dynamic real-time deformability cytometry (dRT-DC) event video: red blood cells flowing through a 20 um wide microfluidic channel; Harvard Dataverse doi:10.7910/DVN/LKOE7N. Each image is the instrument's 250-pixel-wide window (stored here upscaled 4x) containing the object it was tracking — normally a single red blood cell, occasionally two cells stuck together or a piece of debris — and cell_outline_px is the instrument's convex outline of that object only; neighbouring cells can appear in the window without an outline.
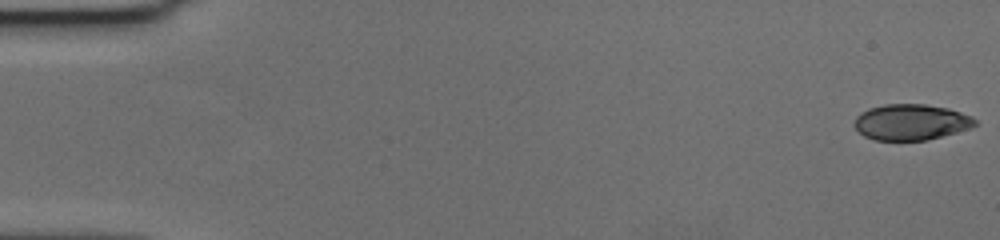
{"species": "human", "species_latin": "Homo sapiens", "temperature_condition": "cold", "stored_images_in_passage": 58, "camera_frame_rate_fps": 3000, "um_per_image_px": 0.085, "donor": {"sex": "female"}, "frame": {"image": 1, "passage_image": 1, "time_ms": 0.0, "image_size_px": [1000, 240], "cell_outline_px": [[976, 124], [972, 128], [928, 140], [876, 140], [864, 136], [852, 124], [856, 116], [860, 112], [868, 108], [884, 104], [924, 104], [948, 108], [972, 116], [976, 120]], "centroid_in_image_um": [77.43, 10.38], "position_along_channel_um": 7.6, "area_um2": 25.43}}
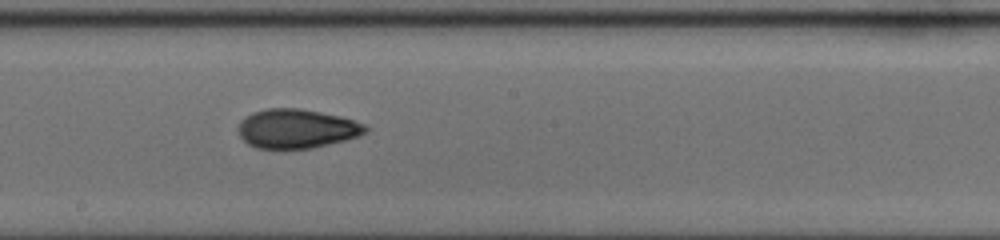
{"frame": {"image": 2, "passage_image": 33, "time_ms": 10.667, "image_size_px": [1000, 240], "cell_outline_px": [[368, 132], [360, 136], [312, 148], [284, 152], [256, 148], [248, 144], [240, 136], [240, 120], [252, 112], [264, 108], [300, 108], [340, 116], [364, 124], [368, 128]], "centroid_in_image_um": [25.19, 10.97], "position_along_channel_um": 223.0, "area_um2": 29.71}}
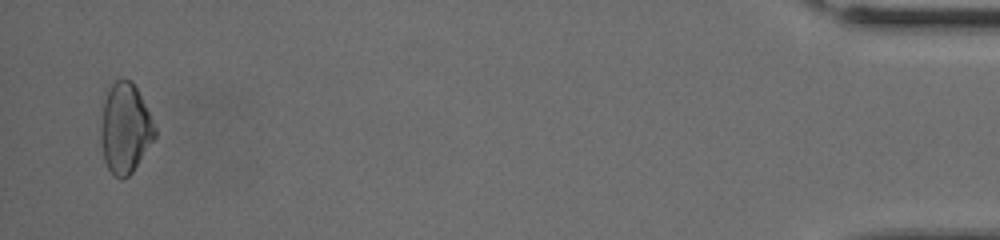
{"frame": {"image": 3, "passage_image": 57, "time_ms": 18.667, "image_size_px": [1000, 240], "cell_outline_px": [[156, 136], [132, 172], [124, 180], [120, 180], [108, 168], [104, 160], [100, 144], [100, 116], [104, 96], [108, 88], [120, 76], [132, 80], [156, 128]], "centroid_in_image_um": [10.59, 10.88], "position_along_channel_um": 424.6, "area_um2": 28.67}, "authors_computed_cell_mechanics": {"area_um2": 27.9174, "velocity_mm_per_s": 3.5968, "shape_relaxation_time_tau1_ms": 8.9407, "shape_relaxation_time_tau2_ms": 2.4013, "deformation_change_tau1": 0.1907, "deformation_change_tau2": 0.0751}}